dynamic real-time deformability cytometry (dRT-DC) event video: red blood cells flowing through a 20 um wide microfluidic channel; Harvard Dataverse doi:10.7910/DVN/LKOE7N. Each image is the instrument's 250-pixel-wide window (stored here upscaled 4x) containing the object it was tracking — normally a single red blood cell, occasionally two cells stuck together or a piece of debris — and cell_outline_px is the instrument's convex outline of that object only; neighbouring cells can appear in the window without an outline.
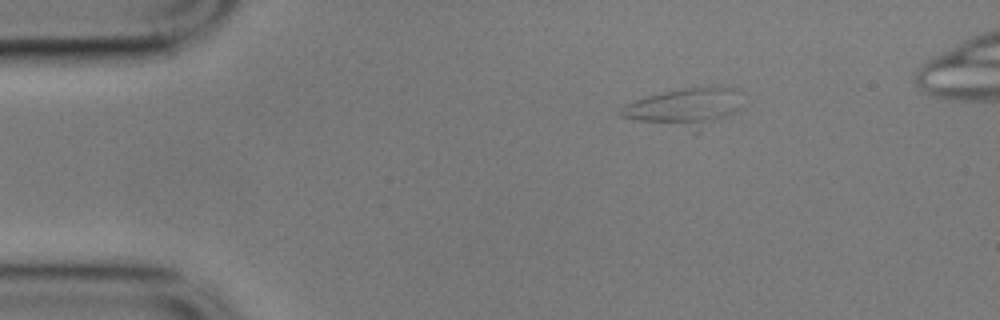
{"species": "common noctule bat (a hibernating species)", "species_latin": "Nyctalus noctula", "temperature_condition": "cold", "stored_images_in_passage": 54, "camera_frame_rate_fps": 3000, "um_per_image_px": 0.085, "animal": {"sex": "male", "body_mass_g": 17.9}, "frame": {"image": 1, "passage_image": 6, "time_ms": 1.667, "image_size_px": [1000, 320], "cell_outline_px": [[740, 108], [696, 136], [620, 116], [616, 112], [624, 104], [648, 96], [664, 92], [684, 88], [736, 88]], "centroid_in_image_um": [58.13, 9.25], "position_along_channel_um": 26.9, "area_um2": 27.92}}
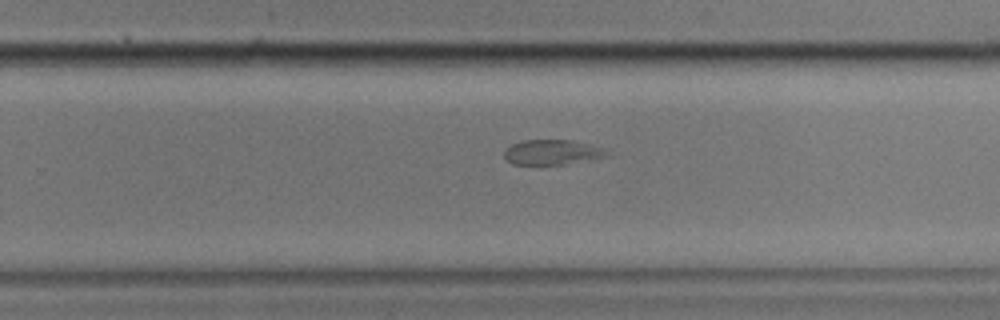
{"frame": {"image": 2, "passage_image": 33, "time_ms": 10.667, "image_size_px": [1000, 320], "cell_outline_px": [[616, 152], [612, 156], [596, 160], [564, 164], [512, 164], [504, 156], [504, 152], [512, 144], [524, 140], [572, 140], [608, 148]], "centroid_in_image_um": [47.15, 12.94], "position_along_channel_um": 282.6, "area_um2": 15.49}}
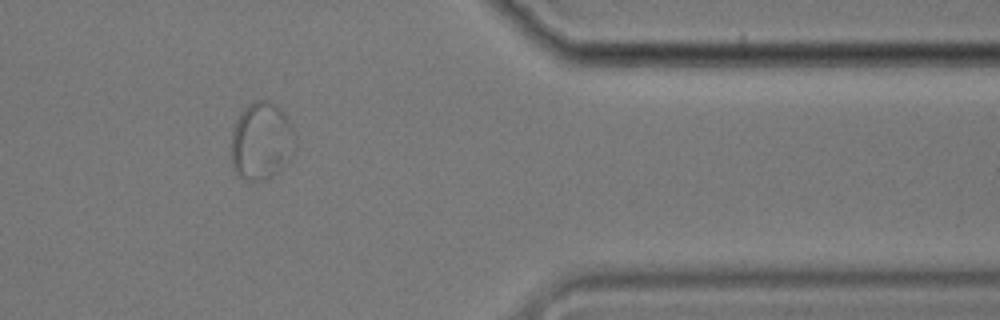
{"frame": {"image": 3, "passage_image": 44, "time_ms": 14.333, "image_size_px": [1000, 320], "cell_outline_px": [[296, 148], [292, 156], [268, 180], [244, 180], [236, 176], [232, 168], [232, 128], [240, 112], [248, 104], [256, 100], [268, 100], [276, 104], [280, 108], [288, 120], [292, 128]], "centroid_in_image_um": [22.2, 12.0], "position_along_channel_um": 389.2, "area_um2": 29.13}}